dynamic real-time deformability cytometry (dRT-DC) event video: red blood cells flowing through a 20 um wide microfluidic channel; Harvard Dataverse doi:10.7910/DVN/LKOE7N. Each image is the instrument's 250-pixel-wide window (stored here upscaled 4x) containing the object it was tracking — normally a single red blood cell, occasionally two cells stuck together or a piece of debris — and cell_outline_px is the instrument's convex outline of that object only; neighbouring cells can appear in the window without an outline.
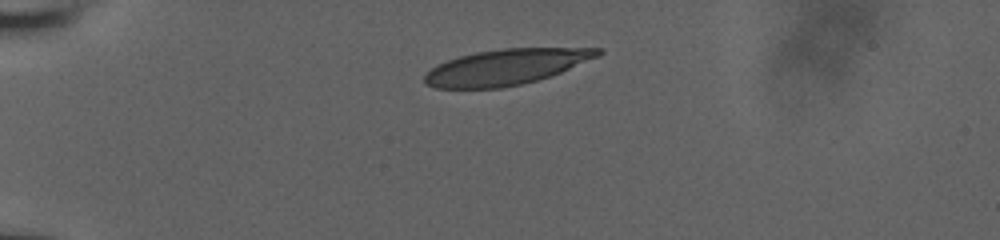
{"species": "human", "species_latin": "Homo sapiens", "temperature_condition": "room temperature", "stored_images_in_passage": 35, "camera_frame_rate_fps": 3000, "um_per_image_px": 0.085, "donor": {"sex": "male"}, "frame": {"image": 1, "passage_image": 1, "time_ms": 0.0, "image_size_px": [1000, 240], "cell_outline_px": [[604, 52], [600, 56], [560, 72], [536, 80], [520, 84], [500, 88], [436, 88], [424, 84], [424, 76], [436, 64], [460, 56], [476, 52], [504, 48], [604, 48]], "centroid_in_image_um": [43.02, 5.69], "position_along_channel_um": 42.0, "area_um2": 35.78}}
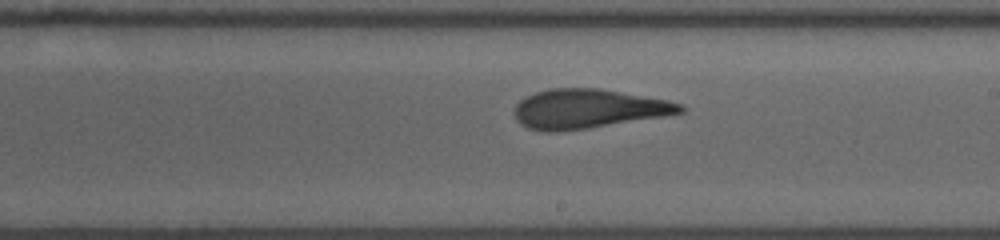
{"frame": {"image": 2, "passage_image": 20, "time_ms": 6.333, "image_size_px": [1000, 240], "cell_outline_px": [[688, 108], [684, 112], [664, 116], [588, 128], [556, 132], [548, 132], [528, 128], [520, 124], [516, 120], [512, 112], [516, 104], [520, 100], [536, 92], [548, 88], [600, 88], [668, 100], [684, 104]], "centroid_in_image_um": [49.99, 9.24], "position_along_channel_um": 239.0, "area_um2": 38.21}}
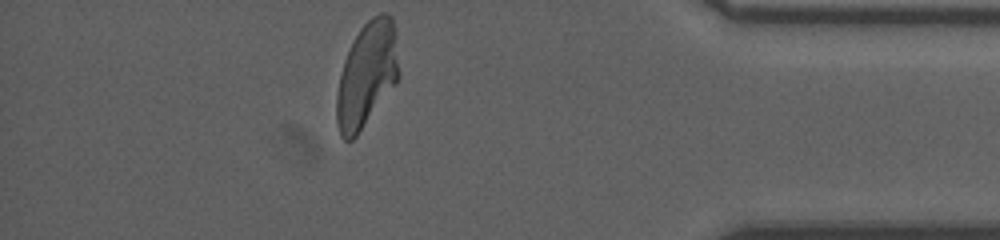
{"frame": {"image": 3, "passage_image": 35, "time_ms": 11.333, "image_size_px": [1000, 240], "cell_outline_px": [[400, 76], [396, 84], [356, 136], [352, 140], [344, 140], [340, 136], [336, 120], [336, 96], [340, 76], [344, 60], [352, 40], [360, 28], [372, 16], [380, 12], [384, 12], [392, 16], [396, 36]], "centroid_in_image_um": [31.19, 6.33], "position_along_channel_um": 404.0, "area_um2": 38.32}, "authors_computed_cell_mechanics": {"area_um2": 38.2058, "velocity_mm_per_s": 3.9157, "shape_relaxation_time_tau1_ms": null, "shape_relaxation_time_tau2_ms": 1.792, "deformation_change_tau1": null, "deformation_change_tau2": 0.0934}}